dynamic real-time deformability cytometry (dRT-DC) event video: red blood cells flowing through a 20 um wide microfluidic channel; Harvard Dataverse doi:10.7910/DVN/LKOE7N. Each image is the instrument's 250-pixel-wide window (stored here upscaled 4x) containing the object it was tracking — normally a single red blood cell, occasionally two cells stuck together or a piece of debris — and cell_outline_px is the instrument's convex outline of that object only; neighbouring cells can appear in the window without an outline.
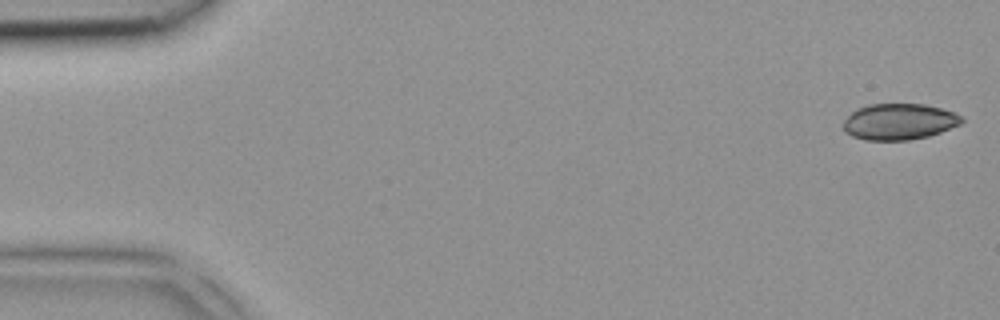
{"species": "common noctule bat (a hibernating species)", "species_latin": "Nyctalus noctula", "temperature_condition": "room temperature", "stored_images_in_passage": 2, "camera_frame_rate_fps": 3000, "um_per_image_px": 0.085, "animal": {"sex": "female", "body_mass_g": 18.4}, "frame": {"image": 1, "passage_image": 2, "time_ms": 0.333, "image_size_px": [1000, 320], "cell_outline_px": [[964, 120], [960, 124], [940, 132], [928, 136], [908, 140], [864, 140], [852, 136], [844, 132], [844, 120], [856, 108], [868, 104], [924, 104], [956, 112], [964, 116]], "centroid_in_image_um": [76.43, 10.33], "position_along_channel_um": 8.6, "area_um2": 25.09}}